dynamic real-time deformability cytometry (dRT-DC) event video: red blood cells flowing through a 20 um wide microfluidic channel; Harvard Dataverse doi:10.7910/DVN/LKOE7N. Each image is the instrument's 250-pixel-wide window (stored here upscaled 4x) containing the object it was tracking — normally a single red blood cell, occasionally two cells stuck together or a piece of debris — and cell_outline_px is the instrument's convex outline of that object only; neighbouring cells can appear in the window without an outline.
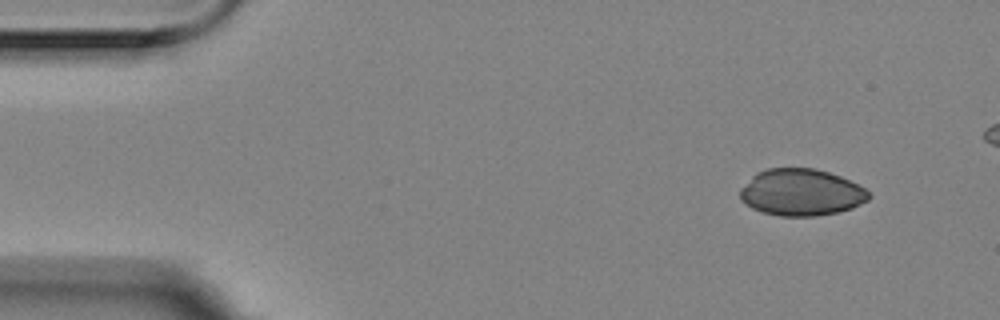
{"species": "Egyptian fruit bat (a non-hibernating species)", "species_latin": "Rousettus aegyptiacus", "temperature_condition": "room temperature", "stored_images_in_passage": 5, "camera_frame_rate_fps": 3000, "um_per_image_px": 0.085, "animal": {"sex": "female"}, "frame": {"image": 1, "passage_image": 1, "time_ms": 0.0, "image_size_px": [1000, 320], "cell_outline_px": [[872, 196], [868, 200], [852, 208], [836, 212], [816, 216], [780, 216], [760, 212], [744, 204], [740, 200], [740, 188], [756, 172], [768, 168], [816, 168], [840, 176], [864, 188]], "centroid_in_image_um": [68.07, 16.35], "position_along_channel_um": 16.9, "area_um2": 35.2}}